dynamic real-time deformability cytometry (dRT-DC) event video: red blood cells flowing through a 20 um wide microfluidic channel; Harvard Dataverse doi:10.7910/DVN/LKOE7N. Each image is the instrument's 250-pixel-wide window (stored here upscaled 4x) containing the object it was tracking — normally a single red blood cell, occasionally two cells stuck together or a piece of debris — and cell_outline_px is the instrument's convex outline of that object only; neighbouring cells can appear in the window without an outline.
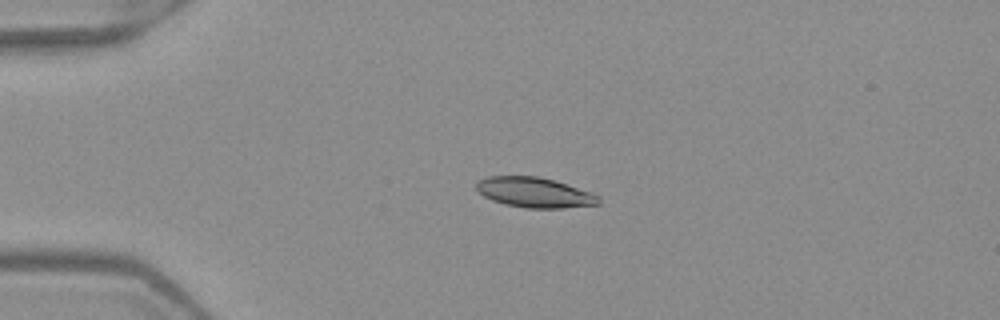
{"species": "Egyptian fruit bat (a non-hibernating species)", "species_latin": "Rousettus aegyptiacus", "temperature_condition": "warm", "stored_images_in_passage": 4, "camera_frame_rate_fps": 3000, "um_per_image_px": 0.085, "frame": {"image": 1, "passage_image": 3, "time_ms": 0.667, "image_size_px": [1000, 320], "cell_outline_px": [[600, 204], [564, 208], [524, 208], [504, 204], [492, 200], [484, 196], [476, 188], [476, 184], [480, 180], [488, 176], [536, 176], [552, 180], [592, 192], [600, 196]], "centroid_in_image_um": [45.45, 16.37], "position_along_channel_um": 39.5, "area_um2": 21.39}}